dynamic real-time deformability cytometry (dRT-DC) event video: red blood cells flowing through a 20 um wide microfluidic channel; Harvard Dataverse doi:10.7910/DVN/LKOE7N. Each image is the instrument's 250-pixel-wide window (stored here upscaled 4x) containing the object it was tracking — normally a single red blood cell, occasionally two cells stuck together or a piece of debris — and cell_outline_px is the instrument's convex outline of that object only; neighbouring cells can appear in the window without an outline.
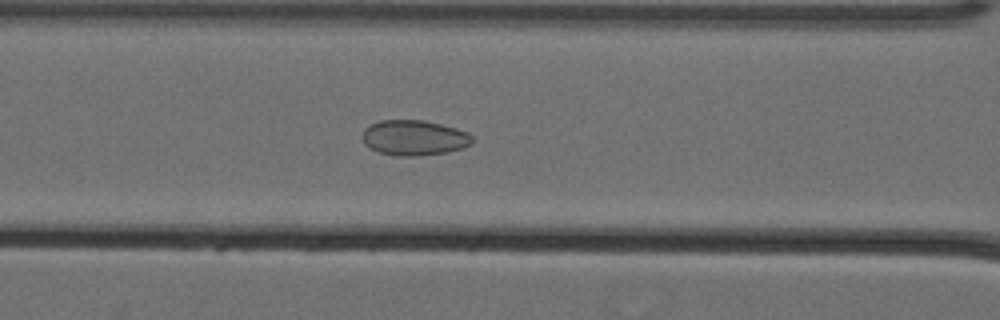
{"species": "Egyptian fruit bat (a non-hibernating species)", "species_latin": "Rousettus aegyptiacus", "temperature_condition": "cold", "stored_images_in_passage": 58, "camera_frame_rate_fps": 3000, "um_per_image_px": 0.085, "animal": {"sex": "female"}, "frame": {"image": 1, "passage_image": 27, "time_ms": 8.667, "image_size_px": [1000, 320], "cell_outline_px": [[472, 144], [464, 148], [448, 152], [416, 156], [396, 156], [380, 152], [364, 144], [364, 128], [380, 120], [424, 120], [456, 128], [468, 132], [472, 136]], "centroid_in_image_um": [35.24, 11.71], "position_along_channel_um": 131.4, "area_um2": 22.54}}
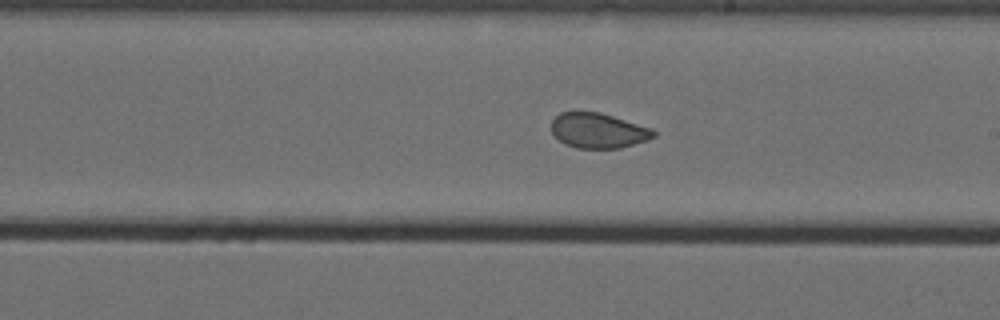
{"frame": {"image": 2, "passage_image": 36, "time_ms": 11.667, "image_size_px": [1000, 320], "cell_outline_px": [[656, 136], [648, 140], [620, 148], [576, 148], [564, 144], [552, 132], [552, 120], [560, 112], [600, 112], [652, 128], [656, 132]], "centroid_in_image_um": [50.87, 11.1], "position_along_channel_um": 238.1, "area_um2": 20.87}}
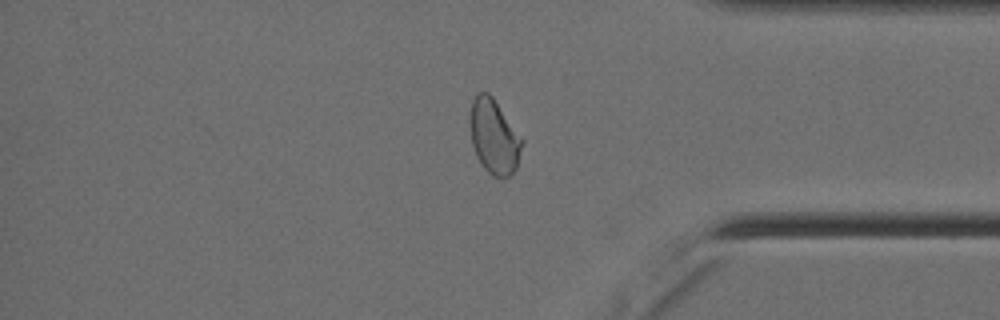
{"frame": {"image": 3, "passage_image": 50, "time_ms": 16.333, "image_size_px": [1000, 320], "cell_outline_px": [[524, 144], [516, 168], [508, 176], [492, 176], [484, 168], [476, 156], [472, 144], [468, 124], [468, 116], [472, 100], [480, 92], [488, 92], [492, 96], [524, 140]], "centroid_in_image_um": [41.97, 11.59], "position_along_channel_um": 393.2, "area_um2": 22.83}, "authors_computed_cell_mechanics": {"area_um2": 23.4668, "velocity_mm_per_s": 3.5682, "shape_relaxation_time_tau1_ms": null, "shape_relaxation_time_tau2_ms": 1.0869, "deformation_change_tau1": null, "deformation_change_tau2": 0.0396}}